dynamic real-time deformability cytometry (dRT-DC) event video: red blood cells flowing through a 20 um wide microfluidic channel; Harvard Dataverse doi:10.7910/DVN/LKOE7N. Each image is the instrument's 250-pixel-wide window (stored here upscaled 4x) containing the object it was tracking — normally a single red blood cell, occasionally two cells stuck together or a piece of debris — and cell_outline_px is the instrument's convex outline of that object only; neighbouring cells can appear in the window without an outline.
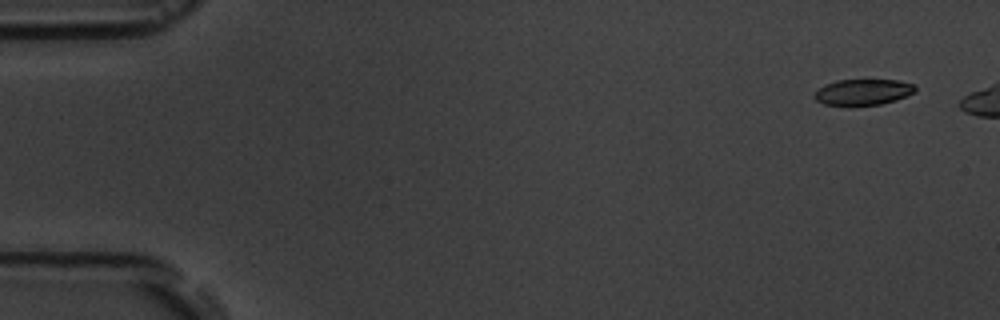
{"species": "common noctule bat (a hibernating species)", "species_latin": "Nyctalus noctula", "temperature_condition": "room temperature", "stored_images_in_passage": 6, "camera_frame_rate_fps": 3000, "um_per_image_px": 0.085, "animal": {"sex": "male", "body_mass_g": 19.5, "forearm_length_mm": 54.6}, "frame": {"image": 1, "passage_image": 2, "time_ms": 1.0, "image_size_px": [1000, 320], "cell_outline_px": [[916, 92], [896, 100], [880, 104], [848, 108], [824, 104], [816, 100], [812, 96], [824, 84], [836, 80], [896, 80], [916, 84]], "centroid_in_image_um": [73.34, 7.86], "position_along_channel_um": 11.7, "area_um2": 15.84}}